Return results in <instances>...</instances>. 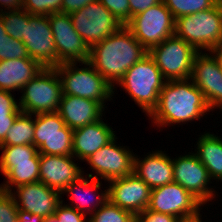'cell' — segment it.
<instances>
[{"label": "cell", "instance_id": "6da1fadb", "mask_svg": "<svg viewBox=\"0 0 222 222\" xmlns=\"http://www.w3.org/2000/svg\"><path fill=\"white\" fill-rule=\"evenodd\" d=\"M203 93L189 79L166 81L156 108L148 116L152 126L162 128L200 121L210 114ZM154 124V125H153ZM171 125V126H170Z\"/></svg>", "mask_w": 222, "mask_h": 222}, {"label": "cell", "instance_id": "7a4b0ae2", "mask_svg": "<svg viewBox=\"0 0 222 222\" xmlns=\"http://www.w3.org/2000/svg\"><path fill=\"white\" fill-rule=\"evenodd\" d=\"M148 50L123 25L117 32L90 47L88 61L113 87Z\"/></svg>", "mask_w": 222, "mask_h": 222}, {"label": "cell", "instance_id": "3957f363", "mask_svg": "<svg viewBox=\"0 0 222 222\" xmlns=\"http://www.w3.org/2000/svg\"><path fill=\"white\" fill-rule=\"evenodd\" d=\"M165 83L166 80L155 61L147 54L125 72L113 87V92L116 93L119 86L123 88L122 90L142 109L147 118L156 108Z\"/></svg>", "mask_w": 222, "mask_h": 222}, {"label": "cell", "instance_id": "277c9868", "mask_svg": "<svg viewBox=\"0 0 222 222\" xmlns=\"http://www.w3.org/2000/svg\"><path fill=\"white\" fill-rule=\"evenodd\" d=\"M55 69L61 79L63 95L91 99L101 103L106 109V103L114 100L113 86L89 61L62 63Z\"/></svg>", "mask_w": 222, "mask_h": 222}, {"label": "cell", "instance_id": "5b68a950", "mask_svg": "<svg viewBox=\"0 0 222 222\" xmlns=\"http://www.w3.org/2000/svg\"><path fill=\"white\" fill-rule=\"evenodd\" d=\"M174 35L193 46L198 52L210 51L222 42V11L210 9L175 19Z\"/></svg>", "mask_w": 222, "mask_h": 222}, {"label": "cell", "instance_id": "8992f818", "mask_svg": "<svg viewBox=\"0 0 222 222\" xmlns=\"http://www.w3.org/2000/svg\"><path fill=\"white\" fill-rule=\"evenodd\" d=\"M20 93L19 108L23 113L57 112L62 96L61 79L55 68H43Z\"/></svg>", "mask_w": 222, "mask_h": 222}, {"label": "cell", "instance_id": "52a82bcc", "mask_svg": "<svg viewBox=\"0 0 222 222\" xmlns=\"http://www.w3.org/2000/svg\"><path fill=\"white\" fill-rule=\"evenodd\" d=\"M197 53L193 46L176 35L148 51L166 81L189 79Z\"/></svg>", "mask_w": 222, "mask_h": 222}, {"label": "cell", "instance_id": "ba28073f", "mask_svg": "<svg viewBox=\"0 0 222 222\" xmlns=\"http://www.w3.org/2000/svg\"><path fill=\"white\" fill-rule=\"evenodd\" d=\"M149 51L174 35L175 18L164 2L133 16L125 25Z\"/></svg>", "mask_w": 222, "mask_h": 222}, {"label": "cell", "instance_id": "9c48e42d", "mask_svg": "<svg viewBox=\"0 0 222 222\" xmlns=\"http://www.w3.org/2000/svg\"><path fill=\"white\" fill-rule=\"evenodd\" d=\"M117 138L116 136L84 161L90 166L88 168L95 172L86 174L84 170V175L109 182L134 173L135 152L129 148L130 146L117 144Z\"/></svg>", "mask_w": 222, "mask_h": 222}, {"label": "cell", "instance_id": "30bf717a", "mask_svg": "<svg viewBox=\"0 0 222 222\" xmlns=\"http://www.w3.org/2000/svg\"><path fill=\"white\" fill-rule=\"evenodd\" d=\"M34 146L39 154L71 156L73 129L58 112L35 114Z\"/></svg>", "mask_w": 222, "mask_h": 222}, {"label": "cell", "instance_id": "8fae6325", "mask_svg": "<svg viewBox=\"0 0 222 222\" xmlns=\"http://www.w3.org/2000/svg\"><path fill=\"white\" fill-rule=\"evenodd\" d=\"M69 15L75 30L89 48L123 26L99 0Z\"/></svg>", "mask_w": 222, "mask_h": 222}, {"label": "cell", "instance_id": "7c38bea8", "mask_svg": "<svg viewBox=\"0 0 222 222\" xmlns=\"http://www.w3.org/2000/svg\"><path fill=\"white\" fill-rule=\"evenodd\" d=\"M173 158L174 182L188 190L203 205L215 201L219 192L213 188H216L215 185L210 186L214 181H211L208 170L193 151Z\"/></svg>", "mask_w": 222, "mask_h": 222}, {"label": "cell", "instance_id": "4fadbf2b", "mask_svg": "<svg viewBox=\"0 0 222 222\" xmlns=\"http://www.w3.org/2000/svg\"><path fill=\"white\" fill-rule=\"evenodd\" d=\"M204 206L188 190L176 182L151 189L148 210L177 218L188 217L203 210Z\"/></svg>", "mask_w": 222, "mask_h": 222}, {"label": "cell", "instance_id": "5bb4252c", "mask_svg": "<svg viewBox=\"0 0 222 222\" xmlns=\"http://www.w3.org/2000/svg\"><path fill=\"white\" fill-rule=\"evenodd\" d=\"M52 34L58 56V66L62 63L85 62L89 59L90 48L75 30L69 14L49 15Z\"/></svg>", "mask_w": 222, "mask_h": 222}, {"label": "cell", "instance_id": "9a60e30c", "mask_svg": "<svg viewBox=\"0 0 222 222\" xmlns=\"http://www.w3.org/2000/svg\"><path fill=\"white\" fill-rule=\"evenodd\" d=\"M23 43L30 58L35 59L44 68L58 66V56L49 15H31L26 24Z\"/></svg>", "mask_w": 222, "mask_h": 222}, {"label": "cell", "instance_id": "2e32d148", "mask_svg": "<svg viewBox=\"0 0 222 222\" xmlns=\"http://www.w3.org/2000/svg\"><path fill=\"white\" fill-rule=\"evenodd\" d=\"M190 79L203 93L211 112L218 109L222 113V70L210 51L196 54Z\"/></svg>", "mask_w": 222, "mask_h": 222}, {"label": "cell", "instance_id": "e0dca14e", "mask_svg": "<svg viewBox=\"0 0 222 222\" xmlns=\"http://www.w3.org/2000/svg\"><path fill=\"white\" fill-rule=\"evenodd\" d=\"M109 200L134 215L147 209L151 188L136 174L117 178L106 183Z\"/></svg>", "mask_w": 222, "mask_h": 222}, {"label": "cell", "instance_id": "ac0fdd59", "mask_svg": "<svg viewBox=\"0 0 222 222\" xmlns=\"http://www.w3.org/2000/svg\"><path fill=\"white\" fill-rule=\"evenodd\" d=\"M17 208L46 218L53 216L61 203V193L40 181L17 186L11 191Z\"/></svg>", "mask_w": 222, "mask_h": 222}, {"label": "cell", "instance_id": "d6986e66", "mask_svg": "<svg viewBox=\"0 0 222 222\" xmlns=\"http://www.w3.org/2000/svg\"><path fill=\"white\" fill-rule=\"evenodd\" d=\"M101 188H103L102 180L83 174L76 181L69 184L61 192V195L66 194L67 198L69 197V200H71V204L68 202L65 205L89 217L109 200L108 185L107 187L104 186L103 191Z\"/></svg>", "mask_w": 222, "mask_h": 222}, {"label": "cell", "instance_id": "ffe728a7", "mask_svg": "<svg viewBox=\"0 0 222 222\" xmlns=\"http://www.w3.org/2000/svg\"><path fill=\"white\" fill-rule=\"evenodd\" d=\"M71 156H54L40 154L39 181L46 186L62 192L69 184L83 175V167L75 163Z\"/></svg>", "mask_w": 222, "mask_h": 222}, {"label": "cell", "instance_id": "44dd1931", "mask_svg": "<svg viewBox=\"0 0 222 222\" xmlns=\"http://www.w3.org/2000/svg\"><path fill=\"white\" fill-rule=\"evenodd\" d=\"M166 152L160 149L152 150L144 154L143 159L135 153L134 174L151 189L174 181L172 157Z\"/></svg>", "mask_w": 222, "mask_h": 222}, {"label": "cell", "instance_id": "7402d4cb", "mask_svg": "<svg viewBox=\"0 0 222 222\" xmlns=\"http://www.w3.org/2000/svg\"><path fill=\"white\" fill-rule=\"evenodd\" d=\"M104 119L73 129L72 155L78 161L84 162L116 137V131Z\"/></svg>", "mask_w": 222, "mask_h": 222}, {"label": "cell", "instance_id": "603a6c76", "mask_svg": "<svg viewBox=\"0 0 222 222\" xmlns=\"http://www.w3.org/2000/svg\"><path fill=\"white\" fill-rule=\"evenodd\" d=\"M105 107L94 100L73 95L61 96L58 113L71 129L92 124L105 116Z\"/></svg>", "mask_w": 222, "mask_h": 222}, {"label": "cell", "instance_id": "cb8c5ba5", "mask_svg": "<svg viewBox=\"0 0 222 222\" xmlns=\"http://www.w3.org/2000/svg\"><path fill=\"white\" fill-rule=\"evenodd\" d=\"M44 67L35 59L19 58L0 61V89L21 91Z\"/></svg>", "mask_w": 222, "mask_h": 222}, {"label": "cell", "instance_id": "d4e9b609", "mask_svg": "<svg viewBox=\"0 0 222 222\" xmlns=\"http://www.w3.org/2000/svg\"><path fill=\"white\" fill-rule=\"evenodd\" d=\"M217 134V135H216ZM205 131L196 138V148L193 152L206 167L212 181L222 182V136L218 133ZM221 137V138H220Z\"/></svg>", "mask_w": 222, "mask_h": 222}, {"label": "cell", "instance_id": "484cf974", "mask_svg": "<svg viewBox=\"0 0 222 222\" xmlns=\"http://www.w3.org/2000/svg\"><path fill=\"white\" fill-rule=\"evenodd\" d=\"M40 162L14 163V167H0L4 182L0 189L11 192L17 186L39 181Z\"/></svg>", "mask_w": 222, "mask_h": 222}, {"label": "cell", "instance_id": "4316f807", "mask_svg": "<svg viewBox=\"0 0 222 222\" xmlns=\"http://www.w3.org/2000/svg\"><path fill=\"white\" fill-rule=\"evenodd\" d=\"M35 115L21 112L0 146L34 145Z\"/></svg>", "mask_w": 222, "mask_h": 222}, {"label": "cell", "instance_id": "83f0119b", "mask_svg": "<svg viewBox=\"0 0 222 222\" xmlns=\"http://www.w3.org/2000/svg\"><path fill=\"white\" fill-rule=\"evenodd\" d=\"M0 167H14V163L40 162V154L34 145L0 146Z\"/></svg>", "mask_w": 222, "mask_h": 222}, {"label": "cell", "instance_id": "f1b7e54d", "mask_svg": "<svg viewBox=\"0 0 222 222\" xmlns=\"http://www.w3.org/2000/svg\"><path fill=\"white\" fill-rule=\"evenodd\" d=\"M31 19V14L23 8L1 12V20L6 34L13 39L21 40L25 36L26 24Z\"/></svg>", "mask_w": 222, "mask_h": 222}, {"label": "cell", "instance_id": "f546056e", "mask_svg": "<svg viewBox=\"0 0 222 222\" xmlns=\"http://www.w3.org/2000/svg\"><path fill=\"white\" fill-rule=\"evenodd\" d=\"M88 222H135V215L108 200L88 217Z\"/></svg>", "mask_w": 222, "mask_h": 222}, {"label": "cell", "instance_id": "4dcf8cb0", "mask_svg": "<svg viewBox=\"0 0 222 222\" xmlns=\"http://www.w3.org/2000/svg\"><path fill=\"white\" fill-rule=\"evenodd\" d=\"M163 2L175 19L195 14L214 6L213 0H163Z\"/></svg>", "mask_w": 222, "mask_h": 222}, {"label": "cell", "instance_id": "1f68e13d", "mask_svg": "<svg viewBox=\"0 0 222 222\" xmlns=\"http://www.w3.org/2000/svg\"><path fill=\"white\" fill-rule=\"evenodd\" d=\"M63 0H23V9L31 15L62 13Z\"/></svg>", "mask_w": 222, "mask_h": 222}, {"label": "cell", "instance_id": "d6a6232c", "mask_svg": "<svg viewBox=\"0 0 222 222\" xmlns=\"http://www.w3.org/2000/svg\"><path fill=\"white\" fill-rule=\"evenodd\" d=\"M17 211L11 192L0 189V222H17Z\"/></svg>", "mask_w": 222, "mask_h": 222}, {"label": "cell", "instance_id": "836d02e7", "mask_svg": "<svg viewBox=\"0 0 222 222\" xmlns=\"http://www.w3.org/2000/svg\"><path fill=\"white\" fill-rule=\"evenodd\" d=\"M117 20L126 25L130 21L129 0H99Z\"/></svg>", "mask_w": 222, "mask_h": 222}, {"label": "cell", "instance_id": "e575fe53", "mask_svg": "<svg viewBox=\"0 0 222 222\" xmlns=\"http://www.w3.org/2000/svg\"><path fill=\"white\" fill-rule=\"evenodd\" d=\"M64 198L61 197V203L57 206L54 216L60 222H88V216L77 211L74 208L68 207L64 203Z\"/></svg>", "mask_w": 222, "mask_h": 222}, {"label": "cell", "instance_id": "d590c367", "mask_svg": "<svg viewBox=\"0 0 222 222\" xmlns=\"http://www.w3.org/2000/svg\"><path fill=\"white\" fill-rule=\"evenodd\" d=\"M14 94L0 89V118H7L12 112H22L19 108V100Z\"/></svg>", "mask_w": 222, "mask_h": 222}, {"label": "cell", "instance_id": "8d00e7d4", "mask_svg": "<svg viewBox=\"0 0 222 222\" xmlns=\"http://www.w3.org/2000/svg\"><path fill=\"white\" fill-rule=\"evenodd\" d=\"M179 218L151 210H144L135 215V222H177Z\"/></svg>", "mask_w": 222, "mask_h": 222}, {"label": "cell", "instance_id": "74e56055", "mask_svg": "<svg viewBox=\"0 0 222 222\" xmlns=\"http://www.w3.org/2000/svg\"><path fill=\"white\" fill-rule=\"evenodd\" d=\"M161 2L163 0H129L130 20L133 16Z\"/></svg>", "mask_w": 222, "mask_h": 222}, {"label": "cell", "instance_id": "f35d334b", "mask_svg": "<svg viewBox=\"0 0 222 222\" xmlns=\"http://www.w3.org/2000/svg\"><path fill=\"white\" fill-rule=\"evenodd\" d=\"M97 0H63L62 1V13L71 14L75 11H79L86 5Z\"/></svg>", "mask_w": 222, "mask_h": 222}, {"label": "cell", "instance_id": "ab89813d", "mask_svg": "<svg viewBox=\"0 0 222 222\" xmlns=\"http://www.w3.org/2000/svg\"><path fill=\"white\" fill-rule=\"evenodd\" d=\"M20 113L12 112L7 118H0V143L5 139L6 133Z\"/></svg>", "mask_w": 222, "mask_h": 222}, {"label": "cell", "instance_id": "60d3db41", "mask_svg": "<svg viewBox=\"0 0 222 222\" xmlns=\"http://www.w3.org/2000/svg\"><path fill=\"white\" fill-rule=\"evenodd\" d=\"M22 8L23 0H0V13L10 10H19Z\"/></svg>", "mask_w": 222, "mask_h": 222}, {"label": "cell", "instance_id": "b9f144b4", "mask_svg": "<svg viewBox=\"0 0 222 222\" xmlns=\"http://www.w3.org/2000/svg\"><path fill=\"white\" fill-rule=\"evenodd\" d=\"M43 219L41 216L31 214L21 209L17 211V222H43Z\"/></svg>", "mask_w": 222, "mask_h": 222}, {"label": "cell", "instance_id": "7bdbcfd3", "mask_svg": "<svg viewBox=\"0 0 222 222\" xmlns=\"http://www.w3.org/2000/svg\"><path fill=\"white\" fill-rule=\"evenodd\" d=\"M210 52L212 55L217 59L218 64L222 70V42L218 43L216 46H214Z\"/></svg>", "mask_w": 222, "mask_h": 222}, {"label": "cell", "instance_id": "ee69618b", "mask_svg": "<svg viewBox=\"0 0 222 222\" xmlns=\"http://www.w3.org/2000/svg\"><path fill=\"white\" fill-rule=\"evenodd\" d=\"M203 213H204L203 211H199L195 215L179 218L177 222H202L203 221L202 219H204L202 218Z\"/></svg>", "mask_w": 222, "mask_h": 222}, {"label": "cell", "instance_id": "f6af8a7d", "mask_svg": "<svg viewBox=\"0 0 222 222\" xmlns=\"http://www.w3.org/2000/svg\"><path fill=\"white\" fill-rule=\"evenodd\" d=\"M43 222H60L54 215L43 219Z\"/></svg>", "mask_w": 222, "mask_h": 222}, {"label": "cell", "instance_id": "bcb514c9", "mask_svg": "<svg viewBox=\"0 0 222 222\" xmlns=\"http://www.w3.org/2000/svg\"><path fill=\"white\" fill-rule=\"evenodd\" d=\"M213 4L215 7L222 11V0H213Z\"/></svg>", "mask_w": 222, "mask_h": 222}]
</instances>
